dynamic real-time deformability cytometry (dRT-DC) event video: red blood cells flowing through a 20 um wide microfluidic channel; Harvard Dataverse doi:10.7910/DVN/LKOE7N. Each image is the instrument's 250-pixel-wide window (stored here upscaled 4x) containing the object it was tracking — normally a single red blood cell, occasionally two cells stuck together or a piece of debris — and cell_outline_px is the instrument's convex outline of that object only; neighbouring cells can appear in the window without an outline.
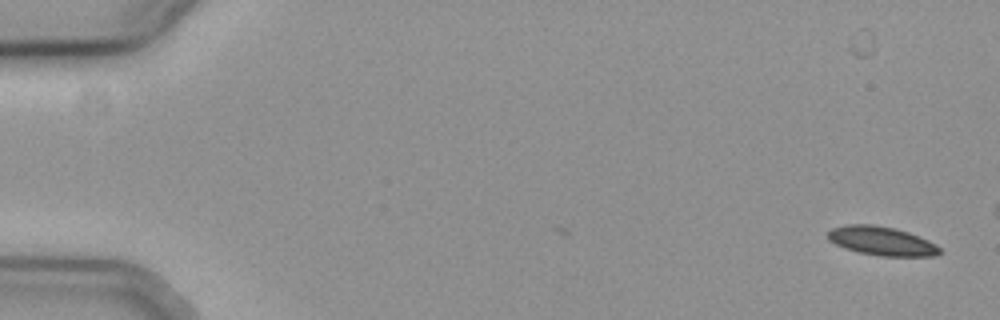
{"species": "common noctule bat (a hibernating species)", "species_latin": "Nyctalus noctula", "temperature_condition": "cold", "stored_images_in_passage": 9, "camera_frame_rate_fps": 3000, "um_per_image_px": 0.085, "animal": {"sex": "female", "body_mass_g": 19.3, "forearm_length_mm": 54.1}, "frame": {"image": 1, "passage_image": 9, "time_ms": 2.667, "image_size_px": [1000, 320], "cell_outline_px": [[940, 252], [932, 256], [880, 256], [860, 252], [844, 248], [828, 240], [828, 232], [832, 228], [848, 224], [876, 224], [896, 228], [908, 232], [928, 240], [936, 244], [940, 248]], "centroid_in_image_um": [74.93, 20.47], "position_along_channel_um": 10.1, "area_um2": 18.79}}